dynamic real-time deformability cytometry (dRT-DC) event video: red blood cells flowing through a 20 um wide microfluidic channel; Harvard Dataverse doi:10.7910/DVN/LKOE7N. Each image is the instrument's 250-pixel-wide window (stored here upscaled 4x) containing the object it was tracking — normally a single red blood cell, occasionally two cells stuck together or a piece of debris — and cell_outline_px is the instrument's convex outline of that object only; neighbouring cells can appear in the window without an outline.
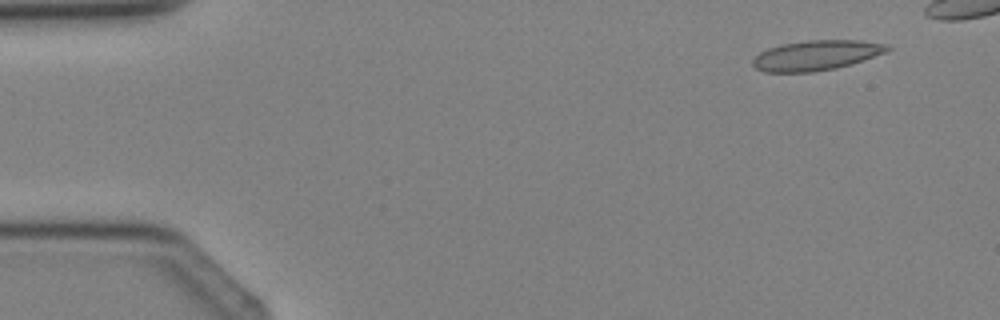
{"species": "Egyptian fruit bat (a non-hibernating species)", "species_latin": "Rousettus aegyptiacus", "temperature_condition": "cold", "stored_images_in_passage": 4, "camera_frame_rate_fps": 3000, "um_per_image_px": 0.085, "animal": {"sex": "female"}, "frame": {"image": 1, "passage_image": 1, "time_ms": 0.0, "image_size_px": [1000, 320], "cell_outline_px": [[892, 48], [888, 52], [864, 60], [836, 68], [812, 72], [764, 72], [756, 68], [752, 64], [752, 60], [760, 52], [768, 48], [780, 44], [808, 40], [860, 40], [888, 44]], "centroid_in_image_um": [69.41, 4.69], "position_along_channel_um": 15.6, "area_um2": 23.7}}